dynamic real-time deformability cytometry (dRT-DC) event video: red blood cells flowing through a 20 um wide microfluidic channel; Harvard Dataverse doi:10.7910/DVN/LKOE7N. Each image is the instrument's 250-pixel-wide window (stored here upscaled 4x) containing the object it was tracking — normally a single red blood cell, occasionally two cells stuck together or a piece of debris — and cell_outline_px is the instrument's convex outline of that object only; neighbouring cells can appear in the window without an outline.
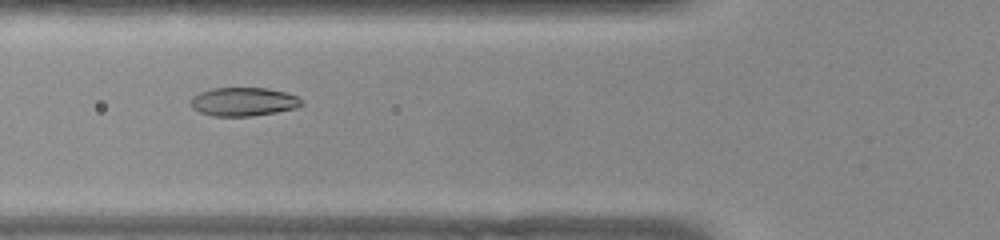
{"species": "common noctule bat (a hibernating species)", "species_latin": "Nyctalus noctula", "temperature_condition": "warm", "stored_images_in_passage": 40, "camera_frame_rate_fps": 3000, "um_per_image_px": 0.085, "animal": {"sex": "female", "body_mass_g": 22.0, "forearm_length_mm": 56.7}, "frame": {"image": 1, "passage_image": 7, "time_ms": 2.0, "image_size_px": [1000, 240], "cell_outline_px": [[304, 104], [296, 108], [276, 112], [252, 116], [212, 116], [200, 112], [192, 108], [188, 104], [188, 100], [192, 96], [200, 92], [212, 88], [268, 88], [284, 92], [296, 96]], "centroid_in_image_um": [20.63, 8.65], "position_along_channel_um": 105.2, "area_um2": 18.61}}
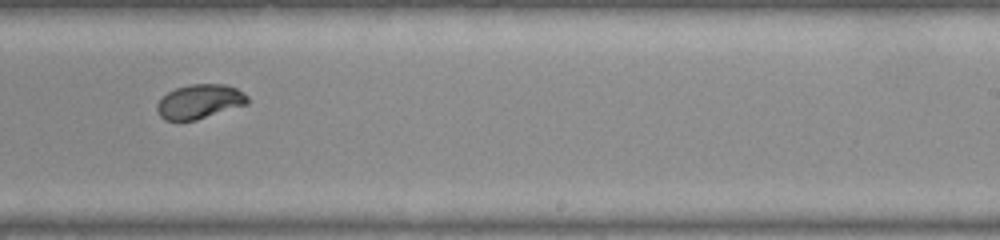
{"frame": {"image": 2, "passage_image": 20, "time_ms": 6.333, "image_size_px": [1000, 240], "cell_outline_px": [[248, 104], [196, 120], [164, 120], [160, 116], [156, 108], [156, 104], [168, 92], [176, 88], [192, 84], [224, 84], [236, 88], [248, 96]], "centroid_in_image_um": [16.97, 8.63], "position_along_channel_um": 272.0, "area_um2": 17.98}}
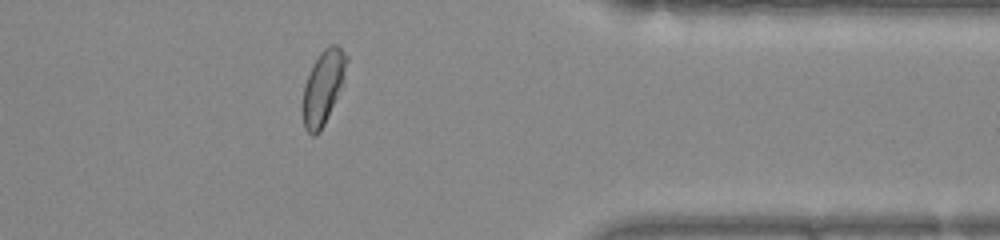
{"frame": {"image": 3, "passage_image": 30, "time_ms": 9.667, "image_size_px": [1000, 240], "cell_outline_px": [[348, 60], [344, 84], [320, 132], [316, 136], [312, 136], [304, 128], [300, 112], [304, 84], [312, 64], [320, 52], [324, 48], [332, 44], [336, 44], [348, 56]], "centroid_in_image_um": [27.44, 7.45], "position_along_channel_um": 384.0, "area_um2": 19.54}, "authors_computed_cell_mechanics": {"area_um2": 19.0451, "velocity_mm_per_s": 3.8592, "shape_relaxation_time_tau1_ms": 3.4054, "shape_relaxation_time_tau2_ms": null, "deformation_change_tau1": 0.157, "deformation_change_tau2": null}}